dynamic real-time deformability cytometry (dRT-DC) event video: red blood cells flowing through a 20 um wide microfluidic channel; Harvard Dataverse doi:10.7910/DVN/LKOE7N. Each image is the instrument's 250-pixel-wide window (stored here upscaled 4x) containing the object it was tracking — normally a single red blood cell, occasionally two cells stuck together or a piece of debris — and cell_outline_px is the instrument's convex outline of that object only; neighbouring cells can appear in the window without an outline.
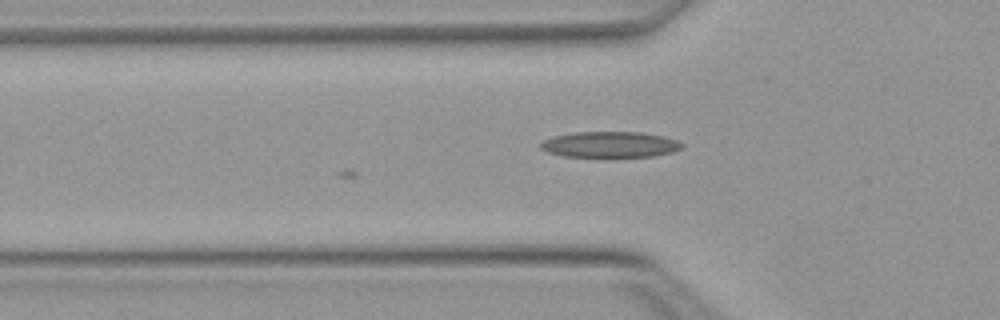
{"species": "Egyptian fruit bat (a non-hibernating species)", "species_latin": "Rousettus aegyptiacus", "temperature_condition": "warm", "stored_images_in_passage": 3, "camera_frame_rate_fps": 3000, "um_per_image_px": 0.085, "animal": {"sex": "female"}, "frame": {"image": 1, "passage_image": 3, "time_ms": 0.667, "image_size_px": [1000, 320], "cell_outline_px": [[684, 148], [672, 152], [652, 156], [612, 160], [604, 160], [564, 156], [548, 152], [540, 148], [540, 144], [544, 140], [552, 136], [572, 132], [640, 132], [664, 136], [676, 140], [684, 144]], "centroid_in_image_um": [51.85, 12.34], "position_along_channel_um": 74.0, "area_um2": 22.6}}